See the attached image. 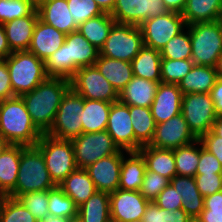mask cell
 <instances>
[{
	"label": "cell",
	"instance_id": "obj_1",
	"mask_svg": "<svg viewBox=\"0 0 222 222\" xmlns=\"http://www.w3.org/2000/svg\"><path fill=\"white\" fill-rule=\"evenodd\" d=\"M70 89V80L48 77L32 91L21 95L32 122L42 134L50 130L59 105Z\"/></svg>",
	"mask_w": 222,
	"mask_h": 222
},
{
	"label": "cell",
	"instance_id": "obj_2",
	"mask_svg": "<svg viewBox=\"0 0 222 222\" xmlns=\"http://www.w3.org/2000/svg\"><path fill=\"white\" fill-rule=\"evenodd\" d=\"M99 49L92 45L78 30L66 34L64 44L45 61L49 77L70 80L80 67L94 65Z\"/></svg>",
	"mask_w": 222,
	"mask_h": 222
},
{
	"label": "cell",
	"instance_id": "obj_3",
	"mask_svg": "<svg viewBox=\"0 0 222 222\" xmlns=\"http://www.w3.org/2000/svg\"><path fill=\"white\" fill-rule=\"evenodd\" d=\"M42 133L37 129L21 96L0 101V137L12 145L35 146Z\"/></svg>",
	"mask_w": 222,
	"mask_h": 222
},
{
	"label": "cell",
	"instance_id": "obj_4",
	"mask_svg": "<svg viewBox=\"0 0 222 222\" xmlns=\"http://www.w3.org/2000/svg\"><path fill=\"white\" fill-rule=\"evenodd\" d=\"M17 175L15 188L7 196L17 198L25 193L50 190L57 186L46 168L42 152L36 146H26L21 151Z\"/></svg>",
	"mask_w": 222,
	"mask_h": 222
},
{
	"label": "cell",
	"instance_id": "obj_5",
	"mask_svg": "<svg viewBox=\"0 0 222 222\" xmlns=\"http://www.w3.org/2000/svg\"><path fill=\"white\" fill-rule=\"evenodd\" d=\"M15 96L32 91L49 76L45 62L28 50L13 51L6 59Z\"/></svg>",
	"mask_w": 222,
	"mask_h": 222
},
{
	"label": "cell",
	"instance_id": "obj_6",
	"mask_svg": "<svg viewBox=\"0 0 222 222\" xmlns=\"http://www.w3.org/2000/svg\"><path fill=\"white\" fill-rule=\"evenodd\" d=\"M194 65L215 67L222 53V22H197L188 25Z\"/></svg>",
	"mask_w": 222,
	"mask_h": 222
},
{
	"label": "cell",
	"instance_id": "obj_7",
	"mask_svg": "<svg viewBox=\"0 0 222 222\" xmlns=\"http://www.w3.org/2000/svg\"><path fill=\"white\" fill-rule=\"evenodd\" d=\"M35 146L42 152L46 168L57 186L77 169L71 140L42 134Z\"/></svg>",
	"mask_w": 222,
	"mask_h": 222
},
{
	"label": "cell",
	"instance_id": "obj_8",
	"mask_svg": "<svg viewBox=\"0 0 222 222\" xmlns=\"http://www.w3.org/2000/svg\"><path fill=\"white\" fill-rule=\"evenodd\" d=\"M144 46L139 26L115 22L99 55L131 62Z\"/></svg>",
	"mask_w": 222,
	"mask_h": 222
},
{
	"label": "cell",
	"instance_id": "obj_9",
	"mask_svg": "<svg viewBox=\"0 0 222 222\" xmlns=\"http://www.w3.org/2000/svg\"><path fill=\"white\" fill-rule=\"evenodd\" d=\"M181 114L197 139L212 129L218 117L210 93L182 95Z\"/></svg>",
	"mask_w": 222,
	"mask_h": 222
},
{
	"label": "cell",
	"instance_id": "obj_10",
	"mask_svg": "<svg viewBox=\"0 0 222 222\" xmlns=\"http://www.w3.org/2000/svg\"><path fill=\"white\" fill-rule=\"evenodd\" d=\"M186 27L182 14L174 11H166L164 14L151 17L139 25L144 46L157 51H161L170 39Z\"/></svg>",
	"mask_w": 222,
	"mask_h": 222
},
{
	"label": "cell",
	"instance_id": "obj_11",
	"mask_svg": "<svg viewBox=\"0 0 222 222\" xmlns=\"http://www.w3.org/2000/svg\"><path fill=\"white\" fill-rule=\"evenodd\" d=\"M77 168L85 169L101 158L117 153L120 149L106 130L82 133L72 138Z\"/></svg>",
	"mask_w": 222,
	"mask_h": 222
},
{
	"label": "cell",
	"instance_id": "obj_12",
	"mask_svg": "<svg viewBox=\"0 0 222 222\" xmlns=\"http://www.w3.org/2000/svg\"><path fill=\"white\" fill-rule=\"evenodd\" d=\"M83 97L70 89L62 99L50 130L54 138L71 140L82 134Z\"/></svg>",
	"mask_w": 222,
	"mask_h": 222
},
{
	"label": "cell",
	"instance_id": "obj_13",
	"mask_svg": "<svg viewBox=\"0 0 222 222\" xmlns=\"http://www.w3.org/2000/svg\"><path fill=\"white\" fill-rule=\"evenodd\" d=\"M71 89L84 99L109 103L118 101V93L95 65L80 67L70 79Z\"/></svg>",
	"mask_w": 222,
	"mask_h": 222
},
{
	"label": "cell",
	"instance_id": "obj_14",
	"mask_svg": "<svg viewBox=\"0 0 222 222\" xmlns=\"http://www.w3.org/2000/svg\"><path fill=\"white\" fill-rule=\"evenodd\" d=\"M195 140L197 138L180 113L165 122L156 124L153 139L149 145L159 149H176Z\"/></svg>",
	"mask_w": 222,
	"mask_h": 222
},
{
	"label": "cell",
	"instance_id": "obj_15",
	"mask_svg": "<svg viewBox=\"0 0 222 222\" xmlns=\"http://www.w3.org/2000/svg\"><path fill=\"white\" fill-rule=\"evenodd\" d=\"M111 222L142 219L149 203L139 191L117 189L109 194Z\"/></svg>",
	"mask_w": 222,
	"mask_h": 222
},
{
	"label": "cell",
	"instance_id": "obj_16",
	"mask_svg": "<svg viewBox=\"0 0 222 222\" xmlns=\"http://www.w3.org/2000/svg\"><path fill=\"white\" fill-rule=\"evenodd\" d=\"M166 11L161 1L116 0L110 15L117 23L139 26L143 21L164 14Z\"/></svg>",
	"mask_w": 222,
	"mask_h": 222
},
{
	"label": "cell",
	"instance_id": "obj_17",
	"mask_svg": "<svg viewBox=\"0 0 222 222\" xmlns=\"http://www.w3.org/2000/svg\"><path fill=\"white\" fill-rule=\"evenodd\" d=\"M106 131L119 149L125 153L135 151V134L128 105L120 101L111 104Z\"/></svg>",
	"mask_w": 222,
	"mask_h": 222
},
{
	"label": "cell",
	"instance_id": "obj_18",
	"mask_svg": "<svg viewBox=\"0 0 222 222\" xmlns=\"http://www.w3.org/2000/svg\"><path fill=\"white\" fill-rule=\"evenodd\" d=\"M124 150L92 163L85 168L97 191L112 193L119 188Z\"/></svg>",
	"mask_w": 222,
	"mask_h": 222
},
{
	"label": "cell",
	"instance_id": "obj_19",
	"mask_svg": "<svg viewBox=\"0 0 222 222\" xmlns=\"http://www.w3.org/2000/svg\"><path fill=\"white\" fill-rule=\"evenodd\" d=\"M182 93L178 84L160 82L150 110L156 124L181 113Z\"/></svg>",
	"mask_w": 222,
	"mask_h": 222
},
{
	"label": "cell",
	"instance_id": "obj_20",
	"mask_svg": "<svg viewBox=\"0 0 222 222\" xmlns=\"http://www.w3.org/2000/svg\"><path fill=\"white\" fill-rule=\"evenodd\" d=\"M66 34L46 24L40 18L35 24L29 52L44 62L65 42Z\"/></svg>",
	"mask_w": 222,
	"mask_h": 222
},
{
	"label": "cell",
	"instance_id": "obj_21",
	"mask_svg": "<svg viewBox=\"0 0 222 222\" xmlns=\"http://www.w3.org/2000/svg\"><path fill=\"white\" fill-rule=\"evenodd\" d=\"M39 18L59 31L69 34L78 29L67 0H43L37 5Z\"/></svg>",
	"mask_w": 222,
	"mask_h": 222
},
{
	"label": "cell",
	"instance_id": "obj_22",
	"mask_svg": "<svg viewBox=\"0 0 222 222\" xmlns=\"http://www.w3.org/2000/svg\"><path fill=\"white\" fill-rule=\"evenodd\" d=\"M39 19L37 8L23 18L13 19L2 24L9 47L12 51L28 50L31 44L35 24Z\"/></svg>",
	"mask_w": 222,
	"mask_h": 222
},
{
	"label": "cell",
	"instance_id": "obj_23",
	"mask_svg": "<svg viewBox=\"0 0 222 222\" xmlns=\"http://www.w3.org/2000/svg\"><path fill=\"white\" fill-rule=\"evenodd\" d=\"M160 82L134 76L119 92L118 101L128 106L150 108Z\"/></svg>",
	"mask_w": 222,
	"mask_h": 222
},
{
	"label": "cell",
	"instance_id": "obj_24",
	"mask_svg": "<svg viewBox=\"0 0 222 222\" xmlns=\"http://www.w3.org/2000/svg\"><path fill=\"white\" fill-rule=\"evenodd\" d=\"M170 184L182 196V209L195 221L204 209V197L196 186L195 177L176 175Z\"/></svg>",
	"mask_w": 222,
	"mask_h": 222
},
{
	"label": "cell",
	"instance_id": "obj_25",
	"mask_svg": "<svg viewBox=\"0 0 222 222\" xmlns=\"http://www.w3.org/2000/svg\"><path fill=\"white\" fill-rule=\"evenodd\" d=\"M26 146L9 144L0 155V196H7L16 185L21 151Z\"/></svg>",
	"mask_w": 222,
	"mask_h": 222
},
{
	"label": "cell",
	"instance_id": "obj_26",
	"mask_svg": "<svg viewBox=\"0 0 222 222\" xmlns=\"http://www.w3.org/2000/svg\"><path fill=\"white\" fill-rule=\"evenodd\" d=\"M123 156L119 189L139 191L146 171L145 159L139 151H129Z\"/></svg>",
	"mask_w": 222,
	"mask_h": 222
},
{
	"label": "cell",
	"instance_id": "obj_27",
	"mask_svg": "<svg viewBox=\"0 0 222 222\" xmlns=\"http://www.w3.org/2000/svg\"><path fill=\"white\" fill-rule=\"evenodd\" d=\"M58 186L74 201L77 207L81 206L97 191L87 171L80 168L71 172Z\"/></svg>",
	"mask_w": 222,
	"mask_h": 222
},
{
	"label": "cell",
	"instance_id": "obj_28",
	"mask_svg": "<svg viewBox=\"0 0 222 222\" xmlns=\"http://www.w3.org/2000/svg\"><path fill=\"white\" fill-rule=\"evenodd\" d=\"M94 65L118 94L134 77L131 62L128 61L99 55Z\"/></svg>",
	"mask_w": 222,
	"mask_h": 222
},
{
	"label": "cell",
	"instance_id": "obj_29",
	"mask_svg": "<svg viewBox=\"0 0 222 222\" xmlns=\"http://www.w3.org/2000/svg\"><path fill=\"white\" fill-rule=\"evenodd\" d=\"M215 67L194 65L178 83L183 95L188 93H210L217 80Z\"/></svg>",
	"mask_w": 222,
	"mask_h": 222
},
{
	"label": "cell",
	"instance_id": "obj_30",
	"mask_svg": "<svg viewBox=\"0 0 222 222\" xmlns=\"http://www.w3.org/2000/svg\"><path fill=\"white\" fill-rule=\"evenodd\" d=\"M139 152L145 159L146 168L167 178L177 175L174 149H159L150 145L142 146Z\"/></svg>",
	"mask_w": 222,
	"mask_h": 222
},
{
	"label": "cell",
	"instance_id": "obj_31",
	"mask_svg": "<svg viewBox=\"0 0 222 222\" xmlns=\"http://www.w3.org/2000/svg\"><path fill=\"white\" fill-rule=\"evenodd\" d=\"M111 104L106 101L83 98L82 133L106 130Z\"/></svg>",
	"mask_w": 222,
	"mask_h": 222
},
{
	"label": "cell",
	"instance_id": "obj_32",
	"mask_svg": "<svg viewBox=\"0 0 222 222\" xmlns=\"http://www.w3.org/2000/svg\"><path fill=\"white\" fill-rule=\"evenodd\" d=\"M181 14L187 25L220 20L222 0H186Z\"/></svg>",
	"mask_w": 222,
	"mask_h": 222
},
{
	"label": "cell",
	"instance_id": "obj_33",
	"mask_svg": "<svg viewBox=\"0 0 222 222\" xmlns=\"http://www.w3.org/2000/svg\"><path fill=\"white\" fill-rule=\"evenodd\" d=\"M76 222H111L109 193L96 191L78 207Z\"/></svg>",
	"mask_w": 222,
	"mask_h": 222
},
{
	"label": "cell",
	"instance_id": "obj_34",
	"mask_svg": "<svg viewBox=\"0 0 222 222\" xmlns=\"http://www.w3.org/2000/svg\"><path fill=\"white\" fill-rule=\"evenodd\" d=\"M129 113L135 134V151L142 146L149 145L153 139L156 123L150 108L129 106Z\"/></svg>",
	"mask_w": 222,
	"mask_h": 222
},
{
	"label": "cell",
	"instance_id": "obj_35",
	"mask_svg": "<svg viewBox=\"0 0 222 222\" xmlns=\"http://www.w3.org/2000/svg\"><path fill=\"white\" fill-rule=\"evenodd\" d=\"M161 59L160 51L143 46L131 61L134 76L161 82Z\"/></svg>",
	"mask_w": 222,
	"mask_h": 222
},
{
	"label": "cell",
	"instance_id": "obj_36",
	"mask_svg": "<svg viewBox=\"0 0 222 222\" xmlns=\"http://www.w3.org/2000/svg\"><path fill=\"white\" fill-rule=\"evenodd\" d=\"M116 21L109 13L91 18L78 26V31L97 49H101Z\"/></svg>",
	"mask_w": 222,
	"mask_h": 222
},
{
	"label": "cell",
	"instance_id": "obj_37",
	"mask_svg": "<svg viewBox=\"0 0 222 222\" xmlns=\"http://www.w3.org/2000/svg\"><path fill=\"white\" fill-rule=\"evenodd\" d=\"M177 176L195 177L200 158V139L174 149Z\"/></svg>",
	"mask_w": 222,
	"mask_h": 222
},
{
	"label": "cell",
	"instance_id": "obj_38",
	"mask_svg": "<svg viewBox=\"0 0 222 222\" xmlns=\"http://www.w3.org/2000/svg\"><path fill=\"white\" fill-rule=\"evenodd\" d=\"M49 216L77 220L78 207L74 201L67 196L59 186L49 190Z\"/></svg>",
	"mask_w": 222,
	"mask_h": 222
},
{
	"label": "cell",
	"instance_id": "obj_39",
	"mask_svg": "<svg viewBox=\"0 0 222 222\" xmlns=\"http://www.w3.org/2000/svg\"><path fill=\"white\" fill-rule=\"evenodd\" d=\"M0 222H38L17 198L0 196Z\"/></svg>",
	"mask_w": 222,
	"mask_h": 222
},
{
	"label": "cell",
	"instance_id": "obj_40",
	"mask_svg": "<svg viewBox=\"0 0 222 222\" xmlns=\"http://www.w3.org/2000/svg\"><path fill=\"white\" fill-rule=\"evenodd\" d=\"M192 45L188 25L186 31H182L178 35L170 39L160 51V55L164 59L184 60L191 59Z\"/></svg>",
	"mask_w": 222,
	"mask_h": 222
},
{
	"label": "cell",
	"instance_id": "obj_41",
	"mask_svg": "<svg viewBox=\"0 0 222 222\" xmlns=\"http://www.w3.org/2000/svg\"><path fill=\"white\" fill-rule=\"evenodd\" d=\"M194 66L192 59H161V82L178 84Z\"/></svg>",
	"mask_w": 222,
	"mask_h": 222
},
{
	"label": "cell",
	"instance_id": "obj_42",
	"mask_svg": "<svg viewBox=\"0 0 222 222\" xmlns=\"http://www.w3.org/2000/svg\"><path fill=\"white\" fill-rule=\"evenodd\" d=\"M17 199L38 222L49 216V190L25 193L19 195Z\"/></svg>",
	"mask_w": 222,
	"mask_h": 222
},
{
	"label": "cell",
	"instance_id": "obj_43",
	"mask_svg": "<svg viewBox=\"0 0 222 222\" xmlns=\"http://www.w3.org/2000/svg\"><path fill=\"white\" fill-rule=\"evenodd\" d=\"M36 8L32 0H0V24L29 16Z\"/></svg>",
	"mask_w": 222,
	"mask_h": 222
},
{
	"label": "cell",
	"instance_id": "obj_44",
	"mask_svg": "<svg viewBox=\"0 0 222 222\" xmlns=\"http://www.w3.org/2000/svg\"><path fill=\"white\" fill-rule=\"evenodd\" d=\"M142 220L143 222H194L183 209L167 211L154 202L148 203Z\"/></svg>",
	"mask_w": 222,
	"mask_h": 222
},
{
	"label": "cell",
	"instance_id": "obj_45",
	"mask_svg": "<svg viewBox=\"0 0 222 222\" xmlns=\"http://www.w3.org/2000/svg\"><path fill=\"white\" fill-rule=\"evenodd\" d=\"M68 8L77 26L104 12L94 0H67Z\"/></svg>",
	"mask_w": 222,
	"mask_h": 222
},
{
	"label": "cell",
	"instance_id": "obj_46",
	"mask_svg": "<svg viewBox=\"0 0 222 222\" xmlns=\"http://www.w3.org/2000/svg\"><path fill=\"white\" fill-rule=\"evenodd\" d=\"M170 183L164 176L146 168L139 192L149 202H154L159 193Z\"/></svg>",
	"mask_w": 222,
	"mask_h": 222
},
{
	"label": "cell",
	"instance_id": "obj_47",
	"mask_svg": "<svg viewBox=\"0 0 222 222\" xmlns=\"http://www.w3.org/2000/svg\"><path fill=\"white\" fill-rule=\"evenodd\" d=\"M194 222H222V191L204 197V209Z\"/></svg>",
	"mask_w": 222,
	"mask_h": 222
},
{
	"label": "cell",
	"instance_id": "obj_48",
	"mask_svg": "<svg viewBox=\"0 0 222 222\" xmlns=\"http://www.w3.org/2000/svg\"><path fill=\"white\" fill-rule=\"evenodd\" d=\"M195 182L203 197L222 191V173L196 174Z\"/></svg>",
	"mask_w": 222,
	"mask_h": 222
},
{
	"label": "cell",
	"instance_id": "obj_49",
	"mask_svg": "<svg viewBox=\"0 0 222 222\" xmlns=\"http://www.w3.org/2000/svg\"><path fill=\"white\" fill-rule=\"evenodd\" d=\"M154 203L167 211L182 209V196L169 183L158 195Z\"/></svg>",
	"mask_w": 222,
	"mask_h": 222
},
{
	"label": "cell",
	"instance_id": "obj_50",
	"mask_svg": "<svg viewBox=\"0 0 222 222\" xmlns=\"http://www.w3.org/2000/svg\"><path fill=\"white\" fill-rule=\"evenodd\" d=\"M222 173V165L219 160L203 147L200 141V158L196 174Z\"/></svg>",
	"mask_w": 222,
	"mask_h": 222
},
{
	"label": "cell",
	"instance_id": "obj_51",
	"mask_svg": "<svg viewBox=\"0 0 222 222\" xmlns=\"http://www.w3.org/2000/svg\"><path fill=\"white\" fill-rule=\"evenodd\" d=\"M200 141L203 147L212 153L222 165V137L210 130L200 138Z\"/></svg>",
	"mask_w": 222,
	"mask_h": 222
},
{
	"label": "cell",
	"instance_id": "obj_52",
	"mask_svg": "<svg viewBox=\"0 0 222 222\" xmlns=\"http://www.w3.org/2000/svg\"><path fill=\"white\" fill-rule=\"evenodd\" d=\"M15 97L6 61L0 59V101Z\"/></svg>",
	"mask_w": 222,
	"mask_h": 222
},
{
	"label": "cell",
	"instance_id": "obj_53",
	"mask_svg": "<svg viewBox=\"0 0 222 222\" xmlns=\"http://www.w3.org/2000/svg\"><path fill=\"white\" fill-rule=\"evenodd\" d=\"M210 94L215 105L216 113L222 115V78H217Z\"/></svg>",
	"mask_w": 222,
	"mask_h": 222
},
{
	"label": "cell",
	"instance_id": "obj_54",
	"mask_svg": "<svg viewBox=\"0 0 222 222\" xmlns=\"http://www.w3.org/2000/svg\"><path fill=\"white\" fill-rule=\"evenodd\" d=\"M12 52L3 25L0 24V59H6Z\"/></svg>",
	"mask_w": 222,
	"mask_h": 222
},
{
	"label": "cell",
	"instance_id": "obj_55",
	"mask_svg": "<svg viewBox=\"0 0 222 222\" xmlns=\"http://www.w3.org/2000/svg\"><path fill=\"white\" fill-rule=\"evenodd\" d=\"M161 2L167 11L178 13H182L186 4V0H161Z\"/></svg>",
	"mask_w": 222,
	"mask_h": 222
},
{
	"label": "cell",
	"instance_id": "obj_56",
	"mask_svg": "<svg viewBox=\"0 0 222 222\" xmlns=\"http://www.w3.org/2000/svg\"><path fill=\"white\" fill-rule=\"evenodd\" d=\"M104 13L111 14L115 6L116 0H94Z\"/></svg>",
	"mask_w": 222,
	"mask_h": 222
},
{
	"label": "cell",
	"instance_id": "obj_57",
	"mask_svg": "<svg viewBox=\"0 0 222 222\" xmlns=\"http://www.w3.org/2000/svg\"><path fill=\"white\" fill-rule=\"evenodd\" d=\"M217 136L222 137V115H218L211 129Z\"/></svg>",
	"mask_w": 222,
	"mask_h": 222
},
{
	"label": "cell",
	"instance_id": "obj_58",
	"mask_svg": "<svg viewBox=\"0 0 222 222\" xmlns=\"http://www.w3.org/2000/svg\"><path fill=\"white\" fill-rule=\"evenodd\" d=\"M39 222H73V220L68 218L48 216L44 220H41Z\"/></svg>",
	"mask_w": 222,
	"mask_h": 222
},
{
	"label": "cell",
	"instance_id": "obj_59",
	"mask_svg": "<svg viewBox=\"0 0 222 222\" xmlns=\"http://www.w3.org/2000/svg\"><path fill=\"white\" fill-rule=\"evenodd\" d=\"M215 71L217 73L218 78H222V53L220 54L219 58L217 59L215 65Z\"/></svg>",
	"mask_w": 222,
	"mask_h": 222
},
{
	"label": "cell",
	"instance_id": "obj_60",
	"mask_svg": "<svg viewBox=\"0 0 222 222\" xmlns=\"http://www.w3.org/2000/svg\"><path fill=\"white\" fill-rule=\"evenodd\" d=\"M8 145L9 143L0 137V155Z\"/></svg>",
	"mask_w": 222,
	"mask_h": 222
},
{
	"label": "cell",
	"instance_id": "obj_61",
	"mask_svg": "<svg viewBox=\"0 0 222 222\" xmlns=\"http://www.w3.org/2000/svg\"><path fill=\"white\" fill-rule=\"evenodd\" d=\"M36 5H38L43 0H32Z\"/></svg>",
	"mask_w": 222,
	"mask_h": 222
},
{
	"label": "cell",
	"instance_id": "obj_62",
	"mask_svg": "<svg viewBox=\"0 0 222 222\" xmlns=\"http://www.w3.org/2000/svg\"><path fill=\"white\" fill-rule=\"evenodd\" d=\"M129 222H143L142 219H138V220H133V221H129Z\"/></svg>",
	"mask_w": 222,
	"mask_h": 222
}]
</instances>
